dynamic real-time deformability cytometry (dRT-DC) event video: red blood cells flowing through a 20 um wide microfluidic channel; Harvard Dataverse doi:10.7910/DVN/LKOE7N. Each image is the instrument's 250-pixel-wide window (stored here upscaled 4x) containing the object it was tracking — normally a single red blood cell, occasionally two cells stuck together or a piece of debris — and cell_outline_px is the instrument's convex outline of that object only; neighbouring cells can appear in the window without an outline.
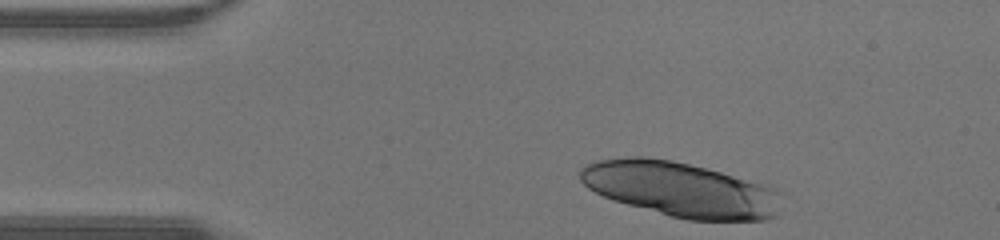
{"species": "human", "species_latin": "Homo sapiens", "temperature_condition": "warm", "stored_images_in_passage": 10, "camera_frame_rate_fps": 3000, "um_per_image_px": 0.085, "donor": {"sex": "male"}, "frame": {"image": 1, "passage_image": 1, "time_ms": 0.0, "image_size_px": [1000, 240], "cell_outline_px": [[784, 192], [776, 216], [768, 220], [688, 220], [672, 216], [612, 200], [588, 188], [580, 180], [580, 168], [596, 160], [628, 156], [644, 156], [672, 160], [772, 184]], "centroid_in_image_um": [57.94, 16.09], "position_along_channel_um": 27.1, "area_um2": 65.14}}